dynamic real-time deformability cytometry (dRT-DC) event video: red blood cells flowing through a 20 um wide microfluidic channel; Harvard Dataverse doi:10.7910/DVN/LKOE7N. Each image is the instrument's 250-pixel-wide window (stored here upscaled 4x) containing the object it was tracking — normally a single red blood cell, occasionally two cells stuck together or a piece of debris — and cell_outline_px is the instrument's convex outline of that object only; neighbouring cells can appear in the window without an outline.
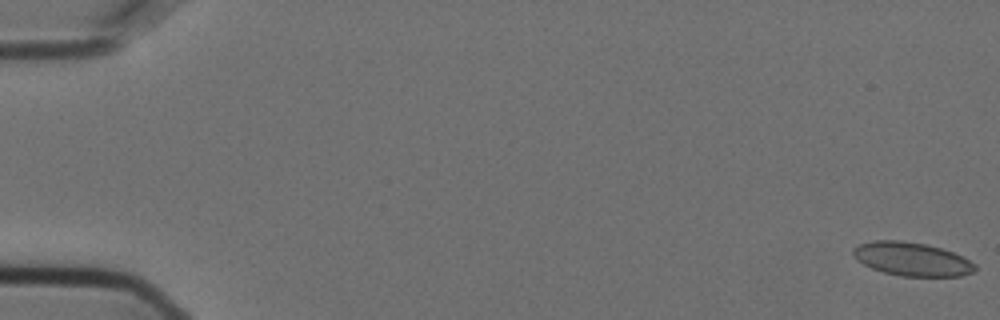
{"species": "Egyptian fruit bat (a non-hibernating species)", "species_latin": "Rousettus aegyptiacus", "temperature_condition": "cold", "stored_images_in_passage": 10, "camera_frame_rate_fps": 3000, "um_per_image_px": 0.085, "animal": {"sex": "female"}, "frame": {"image": 1, "passage_image": 1, "time_ms": 0.0, "image_size_px": [1000, 320], "cell_outline_px": [[976, 268], [972, 272], [960, 276], [900, 276], [884, 272], [872, 268], [856, 260], [852, 252], [852, 248], [860, 244], [876, 240], [900, 240], [924, 244], [940, 248], [952, 252], [976, 264]], "centroid_in_image_um": [77.47, 22.02], "position_along_channel_um": 7.5, "area_um2": 23.58}}